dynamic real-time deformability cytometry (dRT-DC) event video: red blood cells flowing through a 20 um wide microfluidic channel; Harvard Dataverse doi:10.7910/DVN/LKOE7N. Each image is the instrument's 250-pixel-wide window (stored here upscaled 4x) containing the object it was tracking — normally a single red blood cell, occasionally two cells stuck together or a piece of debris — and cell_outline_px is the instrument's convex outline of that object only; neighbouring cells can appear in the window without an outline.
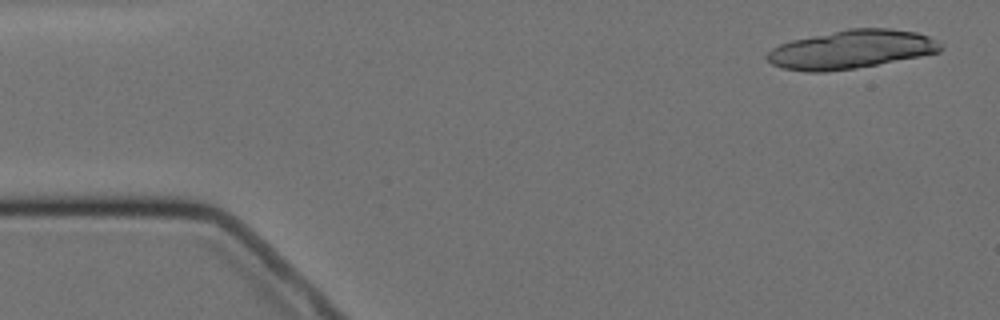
{"species": "Egyptian fruit bat (a non-hibernating species)", "species_latin": "Rousettus aegyptiacus", "temperature_condition": "cold", "stored_images_in_passage": 9, "camera_frame_rate_fps": 3000, "um_per_image_px": 0.085, "animal": {"sex": "female"}, "frame": {"image": 1, "passage_image": 1, "time_ms": 0.0, "image_size_px": [1000, 320], "cell_outline_px": [[944, 48], [940, 52], [856, 68], [824, 72], [804, 72], [784, 68], [772, 64], [764, 56], [772, 48], [780, 44], [792, 40], [848, 28], [888, 28], [916, 32], [928, 36], [944, 44]], "centroid_in_image_um": [72.36, 4.2], "position_along_channel_um": 12.6, "area_um2": 38.96}}
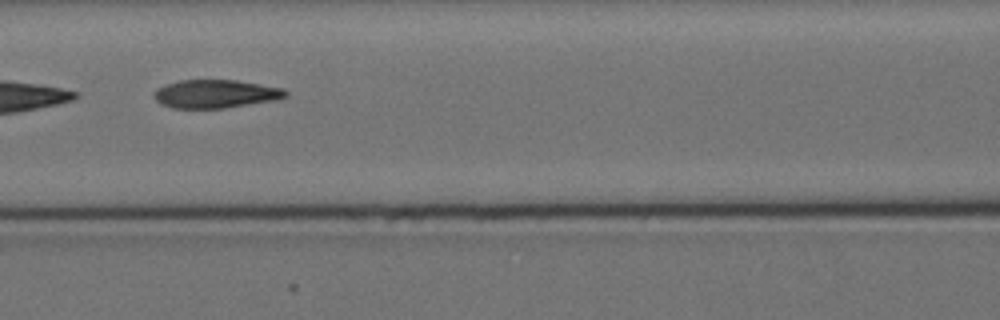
{"frame": {"image": 2, "passage_image": 7, "time_ms": 7.0, "image_size_px": [1000, 320], "cell_outline_px": [[288, 96], [276, 100], [224, 108], [172, 108], [160, 104], [156, 100], [156, 88], [164, 84], [180, 80], [236, 80], [284, 88], [288, 92]], "centroid_in_image_um": [18.34, 7.97], "position_along_channel_um": 148.3, "area_um2": 21.73}}
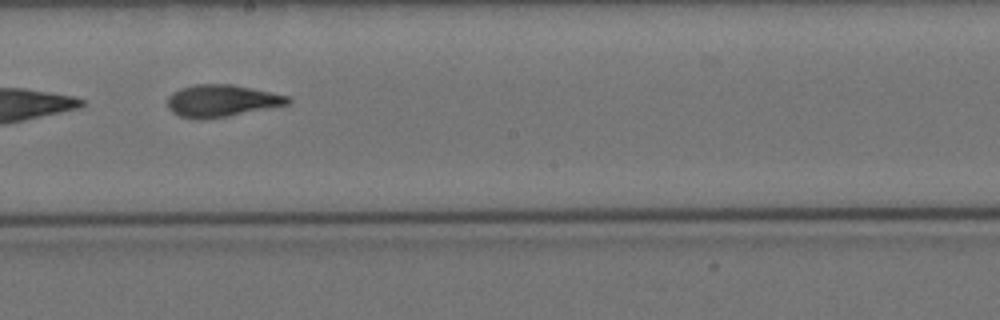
{"frame": {"image": 3, "passage_image": 9, "time_ms": 9.333, "image_size_px": [1000, 320], "cell_outline_px": [[292, 100], [288, 104], [228, 116], [200, 120], [180, 116], [172, 112], [168, 108], [168, 96], [172, 92], [180, 88], [196, 84], [232, 84], [288, 96]], "centroid_in_image_um": [18.8, 8.56], "position_along_channel_um": 229.4, "area_um2": 22.37}}